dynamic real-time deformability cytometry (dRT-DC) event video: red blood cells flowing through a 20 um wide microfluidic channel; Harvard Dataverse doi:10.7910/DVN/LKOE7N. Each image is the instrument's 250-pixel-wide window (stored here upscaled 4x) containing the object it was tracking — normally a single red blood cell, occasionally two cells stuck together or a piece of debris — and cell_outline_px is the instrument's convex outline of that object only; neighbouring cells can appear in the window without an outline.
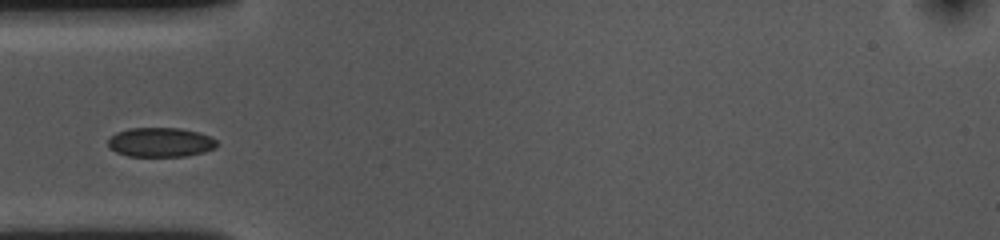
{"species": "common noctule bat (a hibernating species)", "species_latin": "Nyctalus noctula", "temperature_condition": "cold", "stored_images_in_passage": 30, "camera_frame_rate_fps": 3000, "um_per_image_px": 0.085, "animal": {"sex": "female", "body_mass_g": 10.0, "forearm_length_mm": 53.1}, "frame": {"image": 1, "passage_image": 1, "time_ms": 0.0, "image_size_px": [1000, 240], "cell_outline_px": [[216, 148], [204, 152], [184, 156], [128, 156], [116, 152], [108, 148], [108, 140], [116, 132], [128, 128], [180, 128], [196, 132], [208, 136], [216, 140]], "centroid_in_image_um": [13.6, 12.09], "position_along_channel_um": 71.4, "area_um2": 18.55}}
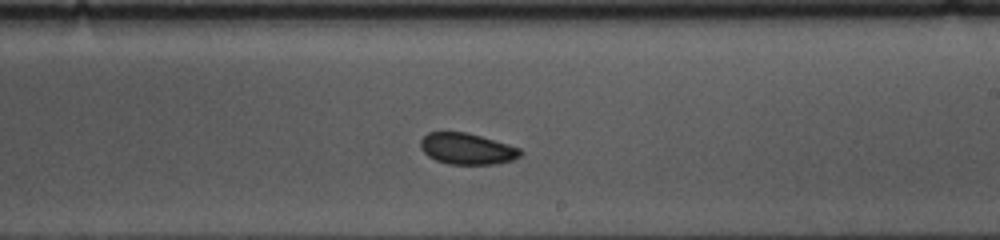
{"frame": {"image": 2, "passage_image": 16, "time_ms": 5.0, "image_size_px": [1000, 240], "cell_outline_px": [[524, 152], [520, 156], [512, 160], [496, 164], [448, 164], [436, 160], [428, 156], [420, 148], [420, 140], [428, 132], [464, 132], [480, 136], [508, 144], [520, 148]], "centroid_in_image_um": [39.7, 12.65], "position_along_channel_um": 249.3, "area_um2": 18.15}}
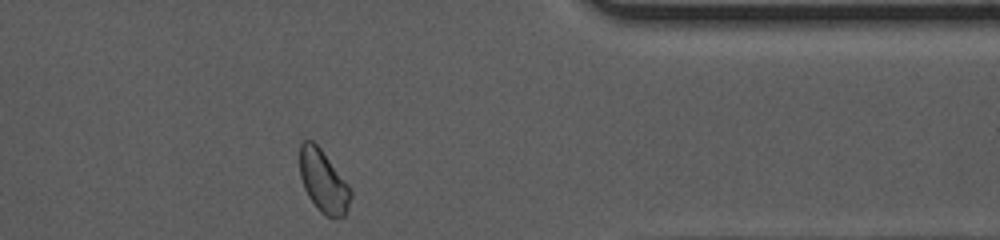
{"frame": {"image": 3, "passage_image": 29, "time_ms": 9.333, "image_size_px": [1000, 240], "cell_outline_px": [[352, 196], [348, 208], [344, 216], [324, 216], [316, 208], [308, 196], [304, 188], [300, 176], [300, 140], [312, 140], [320, 148], [348, 184], [352, 192]], "centroid_in_image_um": [27.47, 15.41], "position_along_channel_um": 383.9, "area_um2": 18.44}}